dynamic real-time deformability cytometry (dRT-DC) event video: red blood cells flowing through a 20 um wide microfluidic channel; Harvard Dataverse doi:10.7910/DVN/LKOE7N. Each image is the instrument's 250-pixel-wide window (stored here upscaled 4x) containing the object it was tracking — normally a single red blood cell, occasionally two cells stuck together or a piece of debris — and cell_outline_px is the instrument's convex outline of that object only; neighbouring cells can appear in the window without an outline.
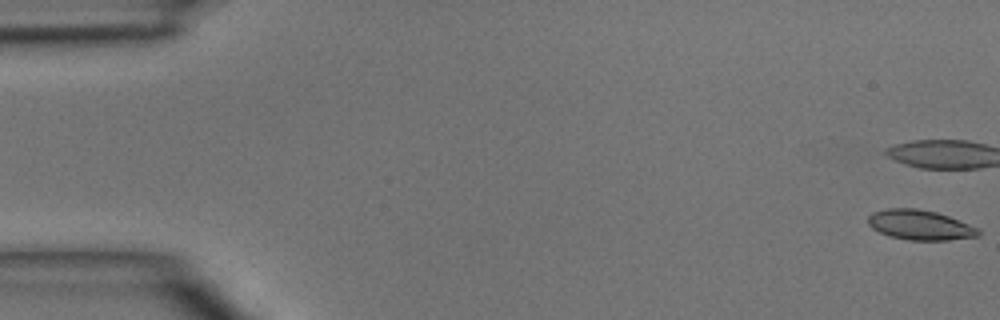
{"species": "common noctule bat (a hibernating species)", "species_latin": "Nyctalus noctula", "temperature_condition": "room temperature", "stored_images_in_passage": 40, "camera_frame_rate_fps": 3000, "um_per_image_px": 0.085, "animal": {"sex": "male", "body_mass_g": 15.6}, "frame": {"image": 1, "passage_image": 1, "time_ms": 0.0, "image_size_px": [1000, 320], "cell_outline_px": [[980, 236], [948, 240], [908, 240], [888, 236], [872, 228], [868, 224], [868, 216], [872, 212], [888, 208], [916, 208], [936, 212], [948, 216], [980, 228]], "centroid_in_image_um": [78.2, 19.12], "position_along_channel_um": 6.8, "area_um2": 19.36}}